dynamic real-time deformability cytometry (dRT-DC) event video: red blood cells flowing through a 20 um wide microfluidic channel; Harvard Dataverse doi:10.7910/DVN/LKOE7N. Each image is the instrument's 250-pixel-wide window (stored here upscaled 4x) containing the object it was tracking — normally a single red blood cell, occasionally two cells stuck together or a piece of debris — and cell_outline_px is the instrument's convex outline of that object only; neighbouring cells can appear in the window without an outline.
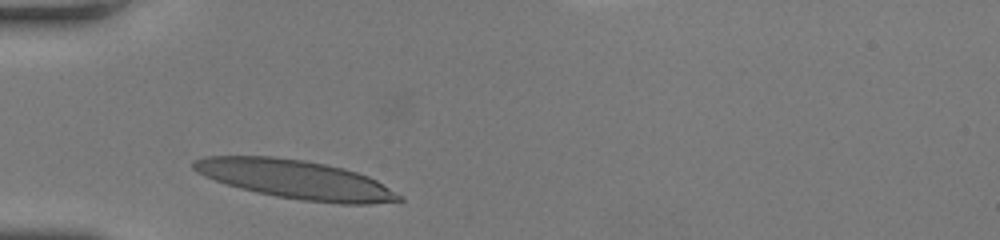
{"species": "human", "species_latin": "Homo sapiens", "temperature_condition": "room temperature", "stored_images_in_passage": 27, "camera_frame_rate_fps": 3000, "um_per_image_px": 0.085, "donor": {"sex": "female"}, "frame": {"image": 1, "passage_image": 1, "time_ms": 0.0, "image_size_px": [1000, 240], "cell_outline_px": [[404, 200], [368, 204], [340, 204], [300, 200], [276, 196], [256, 192], [240, 188], [204, 176], [196, 172], [192, 168], [192, 160], [204, 156], [272, 156], [304, 160], [344, 168], [368, 176], [376, 180], [404, 196]], "centroid_in_image_um": [25.13, 15.25], "position_along_channel_um": 59.9, "area_um2": 46.41}}
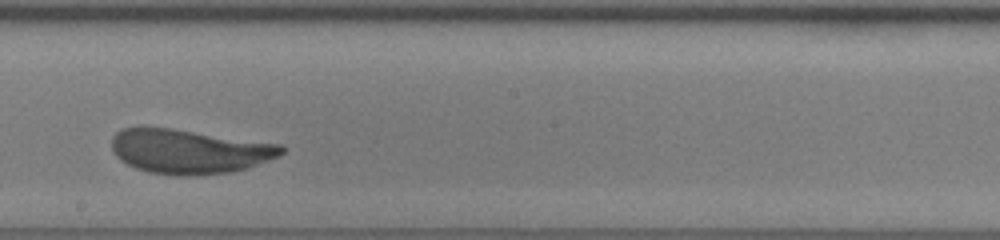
{"frame": {"image": 2, "passage_image": 15, "time_ms": 4.667, "image_size_px": [1000, 240], "cell_outline_px": [[288, 148], [280, 156], [232, 172], [192, 176], [188, 176], [148, 172], [136, 168], [120, 160], [112, 152], [112, 136], [120, 128], [140, 124], [172, 128], [280, 144]], "centroid_in_image_um": [16.01, 12.83], "position_along_channel_um": 232.2, "area_um2": 44.51}}
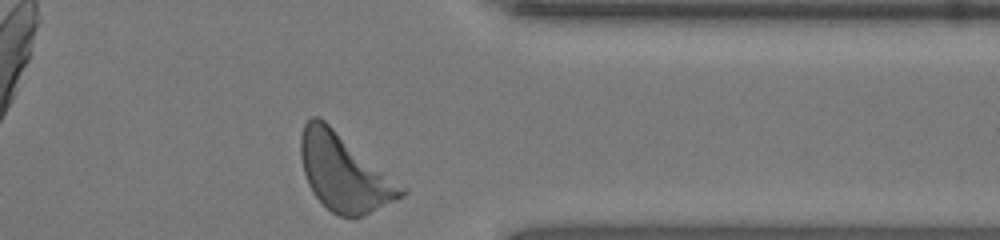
{"frame": {"image": 3, "passage_image": 27, "time_ms": 8.667, "image_size_px": [1000, 240], "cell_outline_px": [[408, 192], [404, 196], [396, 200], [360, 216], [340, 216], [332, 212], [312, 192], [308, 184], [304, 172], [300, 156], [300, 136], [304, 124], [312, 116], [320, 116], [408, 188]], "centroid_in_image_um": [29.27, 14.63], "position_along_channel_um": 382.1, "area_um2": 45.2}, "authors_computed_cell_mechanics": {"area_um2": 43.9858, "velocity_mm_per_s": 3.8848, "shape_relaxation_time_tau1_ms": 5.2122, "shape_relaxation_time_tau2_ms": 0.8539, "deformation_change_tau1": 0.2453, "deformation_change_tau2": 0.0945}}